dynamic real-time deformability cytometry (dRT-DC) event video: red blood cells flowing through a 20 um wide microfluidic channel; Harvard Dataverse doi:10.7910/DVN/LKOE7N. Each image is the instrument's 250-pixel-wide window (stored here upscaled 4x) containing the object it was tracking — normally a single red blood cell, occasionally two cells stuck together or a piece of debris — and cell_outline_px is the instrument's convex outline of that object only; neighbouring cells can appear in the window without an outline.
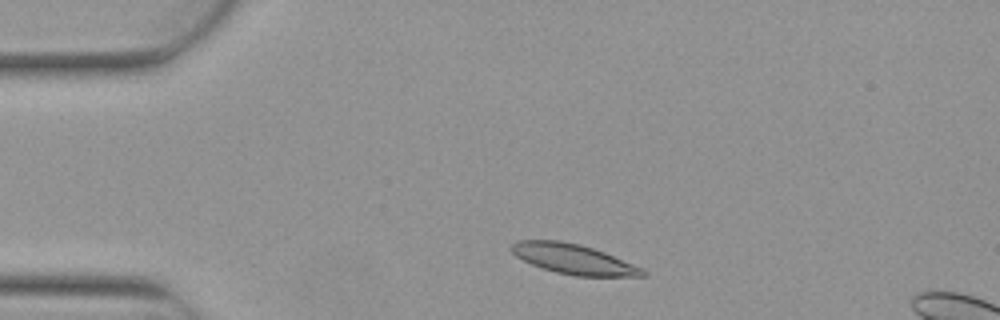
{"species": "Egyptian fruit bat (a non-hibernating species)", "species_latin": "Rousettus aegyptiacus", "temperature_condition": "warm", "stored_images_in_passage": 4, "segment_of_instrument_passage": [1, 2], "camera_frame_rate_fps": 3000, "um_per_image_px": 0.085, "animal": {"sex": "female"}, "frame": {"image": 1, "passage_image": 2, "time_ms": 0.333, "image_size_px": [1000, 320], "cell_outline_px": [[648, 276], [576, 276], [556, 272], [540, 268], [516, 256], [508, 248], [508, 244], [516, 240], [560, 240], [580, 244], [604, 252], [644, 268], [648, 272]], "centroid_in_image_um": [48.73, 22.01], "position_along_channel_um": 36.3, "area_um2": 23.18}}